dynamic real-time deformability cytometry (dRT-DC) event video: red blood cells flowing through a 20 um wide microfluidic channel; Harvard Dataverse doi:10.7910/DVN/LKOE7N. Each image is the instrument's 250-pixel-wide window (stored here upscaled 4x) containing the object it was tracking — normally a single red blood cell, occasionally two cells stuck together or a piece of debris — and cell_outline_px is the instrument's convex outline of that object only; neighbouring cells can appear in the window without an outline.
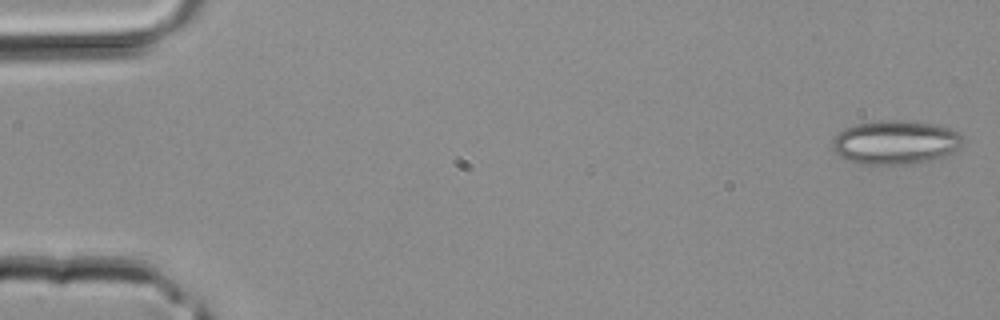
{"species": "common noctule bat (a hibernating species)", "species_latin": "Nyctalus noctula", "temperature_condition": "room temperature", "stored_images_in_passage": 39, "camera_frame_rate_fps": 3000, "um_per_image_px": 0.085, "animal": {"sex": "male", "body_mass_g": 20.4}, "frame": {"image": 1, "passage_image": 1, "time_ms": 0.0, "image_size_px": [1000, 320], "cell_outline_px": [[964, 136], [960, 144], [952, 152], [928, 160], [912, 164], [860, 164], [844, 160], [832, 148], [832, 140], [844, 128], [856, 124], [880, 120], [908, 120], [936, 124], [960, 132]], "centroid_in_image_um": [76.08, 12.08], "position_along_channel_um": 8.9, "area_um2": 33.35}}
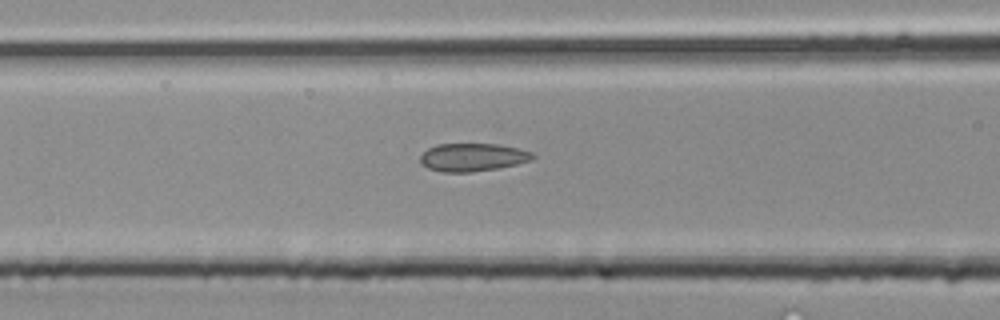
{"frame": {"image": 2, "passage_image": 16, "time_ms": 5.0, "image_size_px": [1000, 320], "cell_outline_px": [[536, 156], [532, 160], [516, 164], [496, 168], [472, 172], [444, 172], [428, 168], [420, 164], [420, 156], [428, 148], [436, 144], [496, 144], [516, 148], [532, 152]], "centroid_in_image_um": [40.15, 13.37], "position_along_channel_um": 126.4, "area_um2": 18.26}}
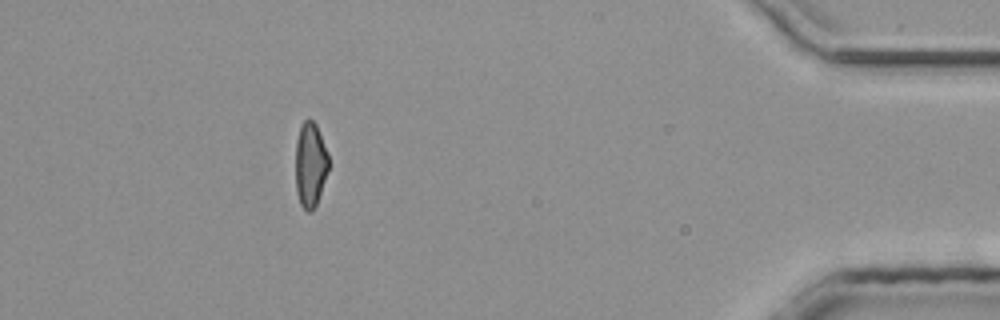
{"frame": {"image": 3, "passage_image": 35, "time_ms": 11.333, "image_size_px": [1000, 320], "cell_outline_px": [[328, 172], [316, 204], [312, 212], [308, 212], [300, 204], [296, 192], [296, 140], [300, 124], [308, 116], [316, 124], [328, 152]], "centroid_in_image_um": [26.37, 13.96], "position_along_channel_um": 408.8, "area_um2": 16.53}}